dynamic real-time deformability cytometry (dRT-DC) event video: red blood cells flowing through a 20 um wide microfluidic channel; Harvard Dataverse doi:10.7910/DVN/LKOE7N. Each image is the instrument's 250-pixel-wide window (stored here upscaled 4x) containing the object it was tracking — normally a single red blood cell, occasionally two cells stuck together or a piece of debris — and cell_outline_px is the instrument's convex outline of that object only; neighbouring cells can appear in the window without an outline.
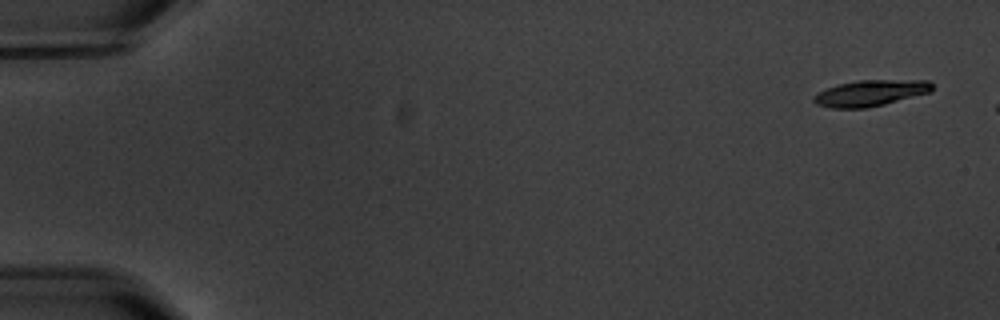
{"species": "common noctule bat (a hibernating species)", "species_latin": "Nyctalus noctula", "temperature_condition": "warm", "stored_images_in_passage": 6, "camera_frame_rate_fps": 3000, "um_per_image_px": 0.085, "animal": {"sex": "male", "body_mass_g": 20.1, "forearm_length_mm": 53.5}, "frame": {"image": 1, "passage_image": 1, "time_ms": 0.0, "image_size_px": [1000, 320], "cell_outline_px": [[932, 88], [928, 92], [884, 104], [868, 108], [832, 108], [816, 104], [812, 100], [812, 96], [816, 92], [840, 84], [856, 80], [928, 80], [932, 84]], "centroid_in_image_um": [73.92, 7.91], "position_along_channel_um": 11.1, "area_um2": 17.86}}